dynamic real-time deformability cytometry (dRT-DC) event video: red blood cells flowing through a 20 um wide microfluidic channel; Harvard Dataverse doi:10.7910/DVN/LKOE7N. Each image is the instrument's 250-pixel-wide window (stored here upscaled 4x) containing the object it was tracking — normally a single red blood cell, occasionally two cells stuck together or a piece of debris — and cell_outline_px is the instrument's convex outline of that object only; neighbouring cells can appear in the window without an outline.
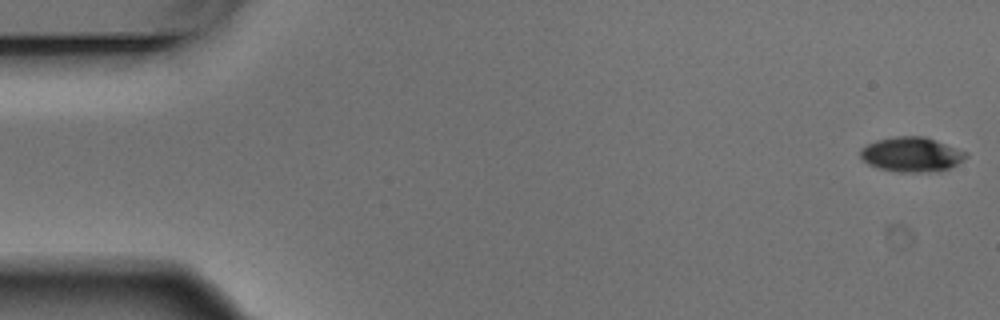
{"species": "Egyptian fruit bat (a non-hibernating species)", "species_latin": "Rousettus aegyptiacus", "temperature_condition": "warm", "stored_images_in_passage": 5, "camera_frame_rate_fps": 3000, "um_per_image_px": 0.085, "animal": {"sex": "male"}, "frame": {"image": 1, "passage_image": 1, "time_ms": 0.0, "image_size_px": [1000, 320], "cell_outline_px": [[968, 156], [964, 160], [940, 172], [900, 172], [880, 168], [868, 164], [860, 156], [860, 148], [876, 140], [896, 136], [924, 136], [968, 152]], "centroid_in_image_um": [77.5, 13.13], "position_along_channel_um": 7.5, "area_um2": 21.39}}
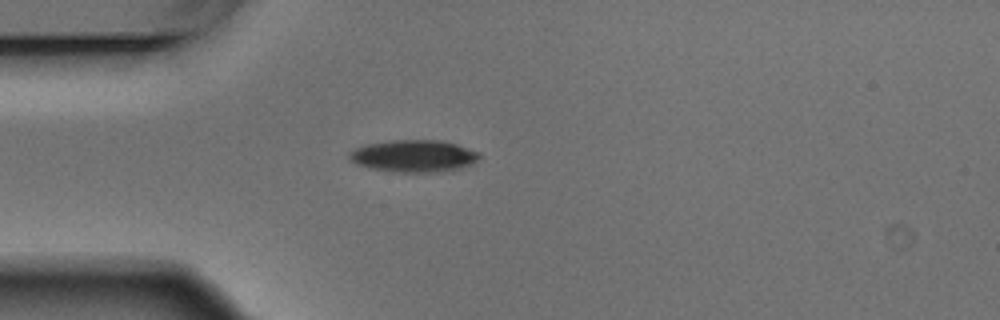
{"frame": {"image": 2, "passage_image": 5, "time_ms": 1.333, "image_size_px": [1000, 320], "cell_outline_px": [[480, 156], [476, 160], [460, 168], [432, 172], [392, 172], [368, 168], [356, 164], [348, 160], [348, 152], [364, 144], [392, 140], [444, 140], [480, 152]], "centroid_in_image_um": [35.09, 13.25], "position_along_channel_um": 49.9, "area_um2": 24.45}}